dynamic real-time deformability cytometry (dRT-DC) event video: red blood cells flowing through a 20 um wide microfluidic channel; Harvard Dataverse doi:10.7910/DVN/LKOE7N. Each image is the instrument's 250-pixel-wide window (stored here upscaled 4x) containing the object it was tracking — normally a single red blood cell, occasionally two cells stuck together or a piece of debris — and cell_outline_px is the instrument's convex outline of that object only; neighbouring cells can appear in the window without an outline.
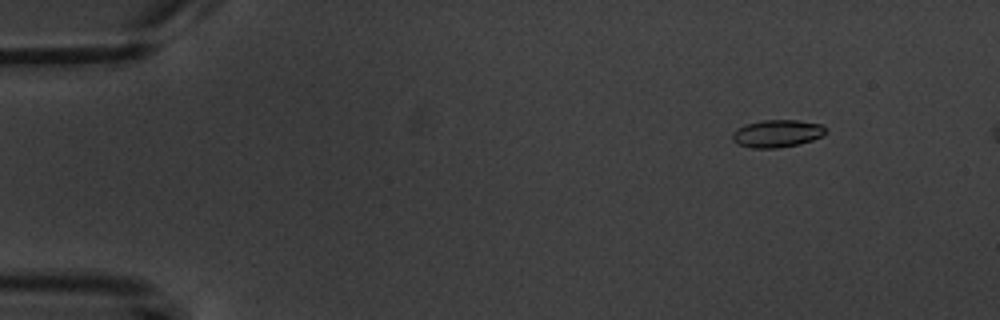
{"species": "common noctule bat (a hibernating species)", "species_latin": "Nyctalus noctula", "temperature_condition": "warm", "stored_images_in_passage": 6, "camera_frame_rate_fps": 3000, "um_per_image_px": 0.085, "animal": {"sex": "male", "body_mass_g": 20.1, "forearm_length_mm": 53.5}, "frame": {"image": 1, "passage_image": 2, "time_ms": 1.333, "image_size_px": [1000, 320], "cell_outline_px": [[828, 132], [824, 136], [812, 140], [796, 144], [776, 148], [752, 148], [736, 144], [732, 140], [732, 132], [748, 124], [764, 120], [796, 120], [820, 124]], "centroid_in_image_um": [66.06, 11.36], "position_along_channel_um": 18.9, "area_um2": 14.8}}